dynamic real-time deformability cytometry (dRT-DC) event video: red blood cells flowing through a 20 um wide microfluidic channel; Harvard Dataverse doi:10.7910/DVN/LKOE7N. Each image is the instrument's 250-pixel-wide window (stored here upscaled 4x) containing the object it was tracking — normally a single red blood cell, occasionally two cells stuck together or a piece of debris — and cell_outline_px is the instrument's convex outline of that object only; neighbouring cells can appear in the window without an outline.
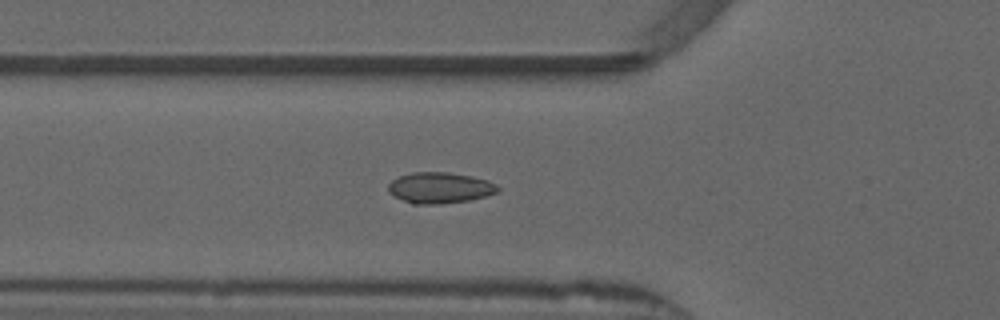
{"species": "common noctule bat (a hibernating species)", "species_latin": "Nyctalus noctula", "temperature_condition": "warm", "stored_images_in_passage": 39, "camera_frame_rate_fps": 3000, "um_per_image_px": 0.085, "animal": {"sex": "male", "forearm_length_mm": 52.5}, "frame": {"image": 1, "passage_image": 12, "time_ms": 3.667, "image_size_px": [1000, 320], "cell_outline_px": [[500, 192], [468, 200], [440, 204], [412, 204], [388, 192], [388, 184], [392, 180], [400, 176], [412, 172], [448, 172], [472, 176], [488, 180], [496, 184], [500, 188]], "centroid_in_image_um": [37.41, 15.95], "position_along_channel_um": 88.4, "area_um2": 19.77}}
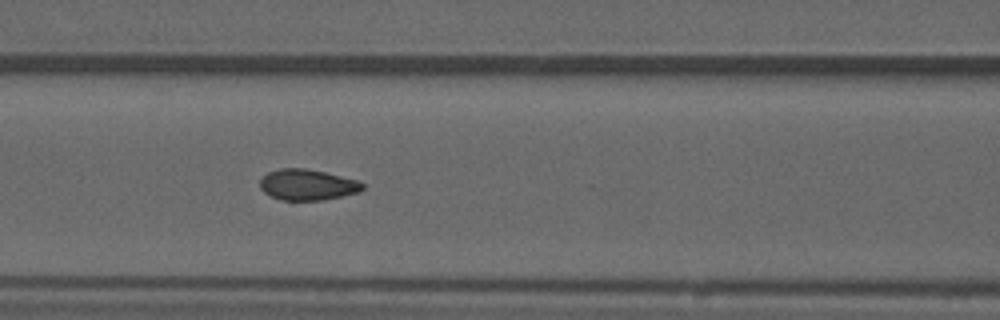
{"frame": {"image": 2, "passage_image": 16, "time_ms": 5.0, "image_size_px": [1000, 320], "cell_outline_px": [[364, 188], [360, 192], [320, 200], [280, 200], [264, 192], [260, 188], [260, 180], [268, 172], [280, 168], [304, 168], [324, 172], [360, 180], [364, 184]], "centroid_in_image_um": [26.14, 15.7], "position_along_channel_um": 140.5, "area_um2": 18.44}}